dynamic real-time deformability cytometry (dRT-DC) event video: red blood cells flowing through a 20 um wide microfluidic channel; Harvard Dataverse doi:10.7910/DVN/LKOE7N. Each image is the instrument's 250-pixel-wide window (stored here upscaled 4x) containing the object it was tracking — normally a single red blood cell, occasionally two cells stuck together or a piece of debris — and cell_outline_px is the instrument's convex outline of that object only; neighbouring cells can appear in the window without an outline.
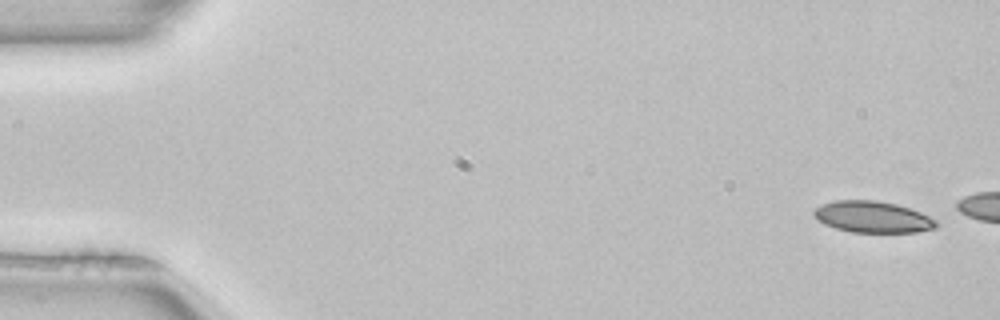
{"species": "common noctule bat (a hibernating species)", "species_latin": "Nyctalus noctula", "temperature_condition": "room temperature", "stored_images_in_passage": 3, "camera_frame_rate_fps": 3000, "um_per_image_px": 0.085, "animal": {"sex": "female", "body_mass_g": 22.7, "forearm_length_mm": 54.2}, "frame": {"image": 1, "passage_image": 1, "time_ms": 0.0, "image_size_px": [1000, 320], "cell_outline_px": [[940, 224], [936, 228], [916, 232], [852, 232], [836, 228], [824, 224], [816, 220], [812, 212], [816, 208], [824, 204], [836, 200], [876, 200], [896, 204], [920, 212], [936, 220]], "centroid_in_image_um": [74.18, 18.44], "position_along_channel_um": 10.8, "area_um2": 22.37}}